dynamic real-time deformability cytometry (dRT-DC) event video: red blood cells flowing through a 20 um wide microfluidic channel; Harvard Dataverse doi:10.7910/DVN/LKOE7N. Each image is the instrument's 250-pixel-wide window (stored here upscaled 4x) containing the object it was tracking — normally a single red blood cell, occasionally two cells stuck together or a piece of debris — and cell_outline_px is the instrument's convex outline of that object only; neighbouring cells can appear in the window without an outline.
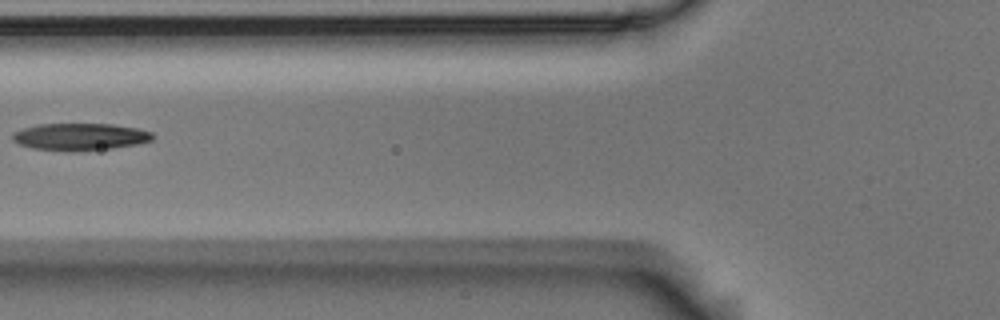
{"species": "Egyptian fruit bat (a non-hibernating species)", "species_latin": "Rousettus aegyptiacus", "temperature_condition": "room temperature", "stored_images_in_passage": 4, "camera_frame_rate_fps": 3000, "um_per_image_px": 0.085, "animal": {"sex": "male"}, "frame": {"image": 1, "passage_image": 3, "time_ms": 0.667, "image_size_px": [1000, 320], "cell_outline_px": [[152, 140], [136, 144], [112, 148], [72, 152], [68, 152], [32, 148], [20, 144], [12, 140], [12, 132], [24, 128], [40, 124], [112, 124], [140, 128], [152, 132]], "centroid_in_image_um": [6.79, 11.63], "position_along_channel_um": 119.0, "area_um2": 22.25}}
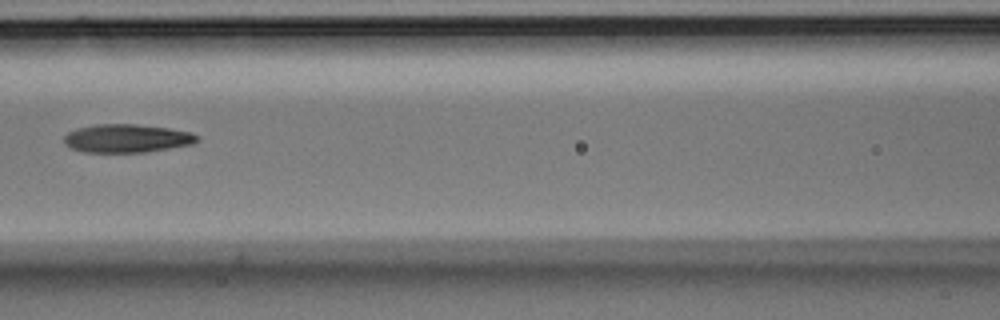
{"frame": {"image": 2, "passage_image": 4, "time_ms": 1.0, "image_size_px": [1000, 320], "cell_outline_px": [[200, 140], [192, 144], [144, 152], [84, 152], [72, 148], [64, 144], [64, 136], [68, 132], [76, 128], [96, 124], [136, 124], [168, 128], [192, 132], [200, 136]], "centroid_in_image_um": [10.79, 11.75], "position_along_channel_um": 155.8, "area_um2": 22.02}}